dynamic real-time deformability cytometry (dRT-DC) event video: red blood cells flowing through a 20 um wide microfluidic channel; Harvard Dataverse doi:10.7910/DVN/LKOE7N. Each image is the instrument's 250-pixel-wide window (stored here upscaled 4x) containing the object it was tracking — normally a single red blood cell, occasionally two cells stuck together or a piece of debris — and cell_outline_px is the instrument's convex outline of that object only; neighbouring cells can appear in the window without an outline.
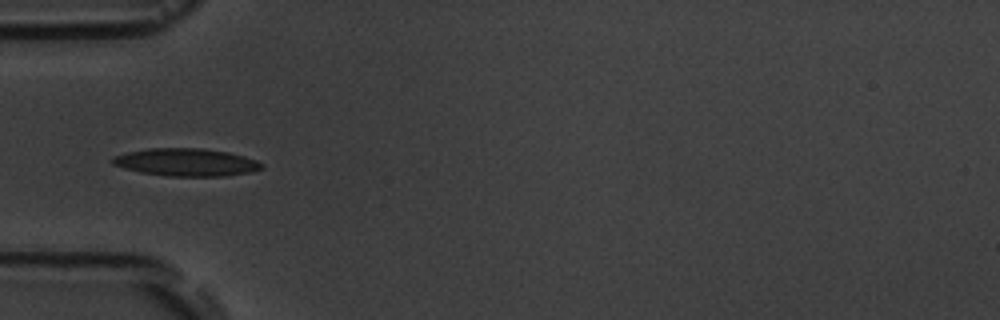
{"species": "common noctule bat (a hibernating species)", "species_latin": "Nyctalus noctula", "temperature_condition": "room temperature", "stored_images_in_passage": 5, "camera_frame_rate_fps": 3000, "um_per_image_px": 0.085, "animal": {"sex": "male", "body_mass_g": 19.5, "forearm_length_mm": 54.6}, "frame": {"image": 1, "passage_image": 4, "time_ms": 4.0, "image_size_px": [1000, 320], "cell_outline_px": [[264, 168], [252, 172], [224, 176], [168, 176], [140, 172], [124, 168], [112, 164], [112, 156], [128, 152], [148, 148], [204, 148], [228, 152], [244, 156], [256, 160], [264, 164]], "centroid_in_image_um": [15.85, 13.79], "position_along_channel_um": 69.2, "area_um2": 24.16}}
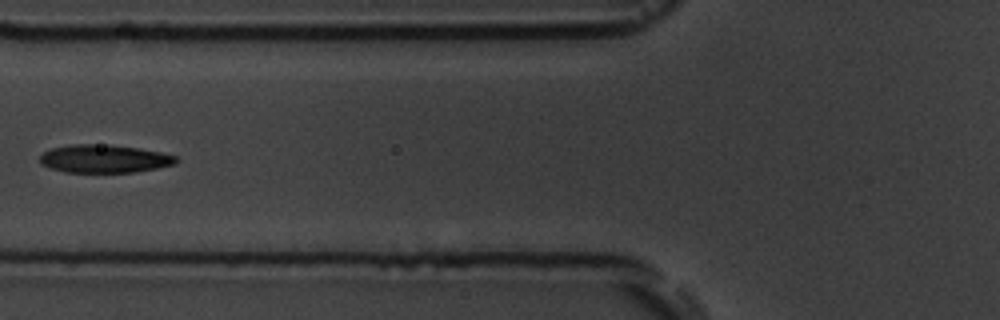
{"frame": {"image": 2, "passage_image": 5, "time_ms": 5.333, "image_size_px": [1000, 320], "cell_outline_px": [[180, 160], [176, 164], [136, 172], [64, 172], [48, 168], [40, 164], [40, 156], [44, 152], [52, 148], [72, 144], [108, 144], [136, 148], [160, 152], [176, 156]], "centroid_in_image_um": [8.85, 13.5], "position_along_channel_um": 116.9, "area_um2": 22.37}}